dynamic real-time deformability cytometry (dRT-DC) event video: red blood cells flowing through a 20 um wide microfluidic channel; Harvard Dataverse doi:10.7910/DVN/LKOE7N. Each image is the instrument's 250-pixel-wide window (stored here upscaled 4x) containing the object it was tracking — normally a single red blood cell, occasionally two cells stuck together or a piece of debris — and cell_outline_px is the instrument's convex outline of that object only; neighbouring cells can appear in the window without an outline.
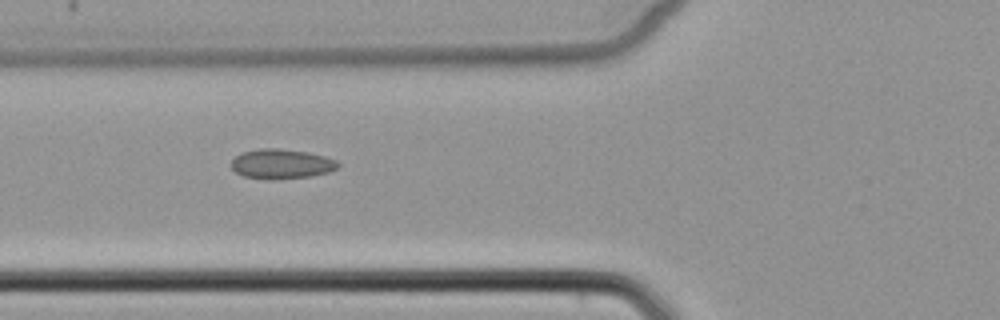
{"species": "common noctule bat (a hibernating species)", "species_latin": "Nyctalus noctula", "temperature_condition": "cold", "stored_images_in_passage": 6, "camera_frame_rate_fps": 3000, "um_per_image_px": 0.085, "animal": {"sex": "female", "body_mass_g": 22.7, "forearm_length_mm": 54.2}, "frame": {"image": 1, "passage_image": 5, "time_ms": 5.667, "image_size_px": [1000, 320], "cell_outline_px": [[340, 164], [336, 168], [328, 172], [312, 176], [272, 180], [268, 180], [244, 176], [236, 172], [232, 168], [232, 160], [236, 156], [244, 152], [260, 148], [276, 148], [308, 152], [324, 156], [336, 160]], "centroid_in_image_um": [23.93, 13.94], "position_along_channel_um": 101.9, "area_um2": 18.44}}
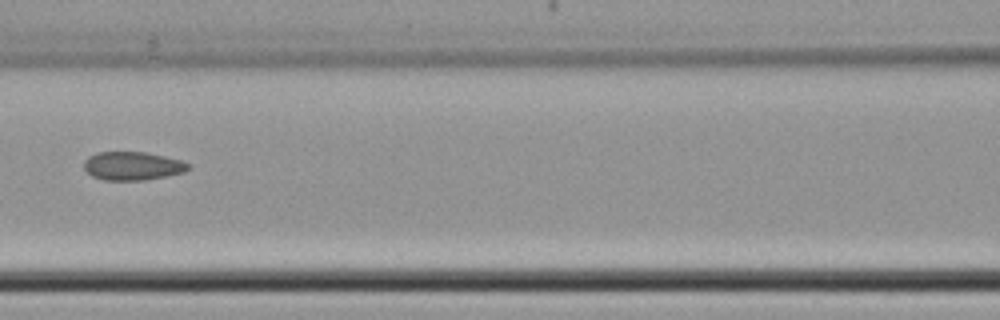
{"frame": {"image": 2, "passage_image": 6, "time_ms": 7.0, "image_size_px": [1000, 320], "cell_outline_px": [[192, 168], [184, 172], [168, 176], [144, 180], [104, 180], [92, 176], [84, 168], [84, 160], [88, 156], [96, 152], [144, 152], [164, 156], [180, 160], [192, 164]], "centroid_in_image_um": [11.29, 14.1], "position_along_channel_um": 155.3, "area_um2": 17.46}}